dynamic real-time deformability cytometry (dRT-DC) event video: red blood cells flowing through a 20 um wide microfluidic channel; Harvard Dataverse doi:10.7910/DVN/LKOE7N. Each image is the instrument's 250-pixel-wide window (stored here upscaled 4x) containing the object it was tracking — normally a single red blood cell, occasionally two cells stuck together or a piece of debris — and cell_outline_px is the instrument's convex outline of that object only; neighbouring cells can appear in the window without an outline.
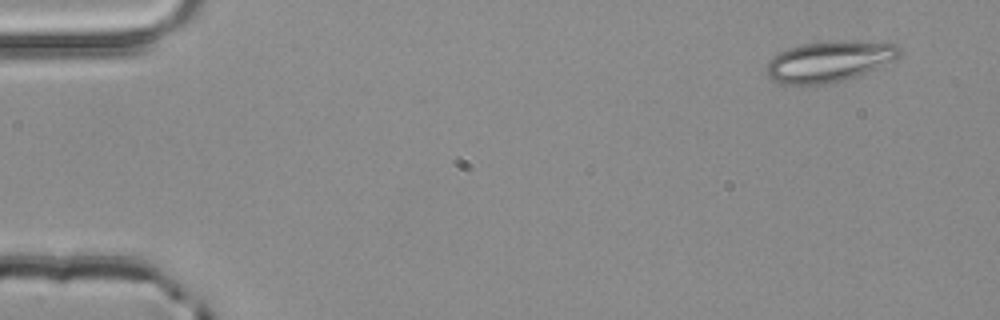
{"species": "common noctule bat (a hibernating species)", "species_latin": "Nyctalus noctula", "temperature_condition": "room temperature", "stored_images_in_passage": 4, "camera_frame_rate_fps": 3000, "um_per_image_px": 0.085, "animal": {"sex": "male", "body_mass_g": 20.4}, "frame": {"image": 1, "passage_image": 1, "time_ms": 0.0, "image_size_px": [1000, 320], "cell_outline_px": [[900, 52], [896, 60], [856, 76], [828, 84], [780, 84], [772, 80], [768, 76], [768, 64], [780, 52], [788, 48], [804, 44], [832, 40], [844, 40], [896, 44], [900, 48]], "centroid_in_image_um": [70.51, 5.22], "position_along_channel_um": 14.5, "area_um2": 31.27}}